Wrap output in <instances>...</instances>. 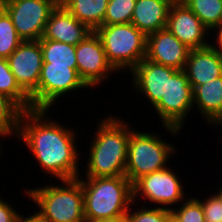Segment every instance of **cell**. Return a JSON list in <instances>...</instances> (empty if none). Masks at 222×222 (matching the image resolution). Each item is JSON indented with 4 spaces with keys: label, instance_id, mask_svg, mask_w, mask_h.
<instances>
[{
    "label": "cell",
    "instance_id": "cell-30",
    "mask_svg": "<svg viewBox=\"0 0 222 222\" xmlns=\"http://www.w3.org/2000/svg\"><path fill=\"white\" fill-rule=\"evenodd\" d=\"M11 205L10 202L5 201V198L0 197V222H15L19 211L17 212L14 205Z\"/></svg>",
    "mask_w": 222,
    "mask_h": 222
},
{
    "label": "cell",
    "instance_id": "cell-3",
    "mask_svg": "<svg viewBox=\"0 0 222 222\" xmlns=\"http://www.w3.org/2000/svg\"><path fill=\"white\" fill-rule=\"evenodd\" d=\"M86 178V179H85ZM85 219H125L133 202L132 183L125 175L117 177H81Z\"/></svg>",
    "mask_w": 222,
    "mask_h": 222
},
{
    "label": "cell",
    "instance_id": "cell-13",
    "mask_svg": "<svg viewBox=\"0 0 222 222\" xmlns=\"http://www.w3.org/2000/svg\"><path fill=\"white\" fill-rule=\"evenodd\" d=\"M7 62L19 86L30 96L38 87L43 64L40 41H23Z\"/></svg>",
    "mask_w": 222,
    "mask_h": 222
},
{
    "label": "cell",
    "instance_id": "cell-33",
    "mask_svg": "<svg viewBox=\"0 0 222 222\" xmlns=\"http://www.w3.org/2000/svg\"><path fill=\"white\" fill-rule=\"evenodd\" d=\"M84 222H117L116 220H111V219H104V218H100V219H85ZM118 222H126L125 220H121Z\"/></svg>",
    "mask_w": 222,
    "mask_h": 222
},
{
    "label": "cell",
    "instance_id": "cell-37",
    "mask_svg": "<svg viewBox=\"0 0 222 222\" xmlns=\"http://www.w3.org/2000/svg\"><path fill=\"white\" fill-rule=\"evenodd\" d=\"M217 127H218V128H219V127L222 128V123L217 124L216 127H214V128H217ZM221 131H222V129H221ZM221 138H222V137H220V140H221L220 142H222V139H221Z\"/></svg>",
    "mask_w": 222,
    "mask_h": 222
},
{
    "label": "cell",
    "instance_id": "cell-11",
    "mask_svg": "<svg viewBox=\"0 0 222 222\" xmlns=\"http://www.w3.org/2000/svg\"><path fill=\"white\" fill-rule=\"evenodd\" d=\"M77 72L91 89L106 82L112 73L118 72L108 62L99 36L93 31L76 45ZM103 82V83H102Z\"/></svg>",
    "mask_w": 222,
    "mask_h": 222
},
{
    "label": "cell",
    "instance_id": "cell-15",
    "mask_svg": "<svg viewBox=\"0 0 222 222\" xmlns=\"http://www.w3.org/2000/svg\"><path fill=\"white\" fill-rule=\"evenodd\" d=\"M190 50L167 28H164L147 36L145 58L167 67L184 70Z\"/></svg>",
    "mask_w": 222,
    "mask_h": 222
},
{
    "label": "cell",
    "instance_id": "cell-27",
    "mask_svg": "<svg viewBox=\"0 0 222 222\" xmlns=\"http://www.w3.org/2000/svg\"><path fill=\"white\" fill-rule=\"evenodd\" d=\"M138 202H132V205L136 207L130 206L128 212L125 216L126 222H167L169 216L171 215V211L165 208H159L152 206L151 208L148 206H138ZM145 207V208H144ZM136 208V209H134Z\"/></svg>",
    "mask_w": 222,
    "mask_h": 222
},
{
    "label": "cell",
    "instance_id": "cell-7",
    "mask_svg": "<svg viewBox=\"0 0 222 222\" xmlns=\"http://www.w3.org/2000/svg\"><path fill=\"white\" fill-rule=\"evenodd\" d=\"M162 124L161 127L171 135L179 136L187 115L193 112V88L184 70H177L167 78L165 96L153 107Z\"/></svg>",
    "mask_w": 222,
    "mask_h": 222
},
{
    "label": "cell",
    "instance_id": "cell-28",
    "mask_svg": "<svg viewBox=\"0 0 222 222\" xmlns=\"http://www.w3.org/2000/svg\"><path fill=\"white\" fill-rule=\"evenodd\" d=\"M191 196H187L183 203L173 208L171 215L179 222H206L199 197Z\"/></svg>",
    "mask_w": 222,
    "mask_h": 222
},
{
    "label": "cell",
    "instance_id": "cell-9",
    "mask_svg": "<svg viewBox=\"0 0 222 222\" xmlns=\"http://www.w3.org/2000/svg\"><path fill=\"white\" fill-rule=\"evenodd\" d=\"M178 176L180 175L175 174L174 170L168 167L137 179L132 184L133 201L148 200L149 203L154 204V207L171 211L188 196V194L185 195L183 182Z\"/></svg>",
    "mask_w": 222,
    "mask_h": 222
},
{
    "label": "cell",
    "instance_id": "cell-26",
    "mask_svg": "<svg viewBox=\"0 0 222 222\" xmlns=\"http://www.w3.org/2000/svg\"><path fill=\"white\" fill-rule=\"evenodd\" d=\"M137 0H109L103 25L131 23Z\"/></svg>",
    "mask_w": 222,
    "mask_h": 222
},
{
    "label": "cell",
    "instance_id": "cell-19",
    "mask_svg": "<svg viewBox=\"0 0 222 222\" xmlns=\"http://www.w3.org/2000/svg\"><path fill=\"white\" fill-rule=\"evenodd\" d=\"M193 88V106L210 127L222 123V76Z\"/></svg>",
    "mask_w": 222,
    "mask_h": 222
},
{
    "label": "cell",
    "instance_id": "cell-17",
    "mask_svg": "<svg viewBox=\"0 0 222 222\" xmlns=\"http://www.w3.org/2000/svg\"><path fill=\"white\" fill-rule=\"evenodd\" d=\"M184 72L192 87L222 76V53L211 44L201 49H191L184 66Z\"/></svg>",
    "mask_w": 222,
    "mask_h": 222
},
{
    "label": "cell",
    "instance_id": "cell-23",
    "mask_svg": "<svg viewBox=\"0 0 222 222\" xmlns=\"http://www.w3.org/2000/svg\"><path fill=\"white\" fill-rule=\"evenodd\" d=\"M201 20V22L213 31L222 24V0H181Z\"/></svg>",
    "mask_w": 222,
    "mask_h": 222
},
{
    "label": "cell",
    "instance_id": "cell-25",
    "mask_svg": "<svg viewBox=\"0 0 222 222\" xmlns=\"http://www.w3.org/2000/svg\"><path fill=\"white\" fill-rule=\"evenodd\" d=\"M22 42L10 16L0 6V58L7 59Z\"/></svg>",
    "mask_w": 222,
    "mask_h": 222
},
{
    "label": "cell",
    "instance_id": "cell-4",
    "mask_svg": "<svg viewBox=\"0 0 222 222\" xmlns=\"http://www.w3.org/2000/svg\"><path fill=\"white\" fill-rule=\"evenodd\" d=\"M24 189L45 222H84V196L78 179Z\"/></svg>",
    "mask_w": 222,
    "mask_h": 222
},
{
    "label": "cell",
    "instance_id": "cell-24",
    "mask_svg": "<svg viewBox=\"0 0 222 222\" xmlns=\"http://www.w3.org/2000/svg\"><path fill=\"white\" fill-rule=\"evenodd\" d=\"M22 112L13 100L0 93V132L16 138Z\"/></svg>",
    "mask_w": 222,
    "mask_h": 222
},
{
    "label": "cell",
    "instance_id": "cell-34",
    "mask_svg": "<svg viewBox=\"0 0 222 222\" xmlns=\"http://www.w3.org/2000/svg\"><path fill=\"white\" fill-rule=\"evenodd\" d=\"M8 136L5 134V133H2V132H0V139L2 140V139H4V140H6L5 138H7ZM2 142L3 141H1V144H0V157H2L3 155H2V153L1 152H3L2 150H3V146H2Z\"/></svg>",
    "mask_w": 222,
    "mask_h": 222
},
{
    "label": "cell",
    "instance_id": "cell-5",
    "mask_svg": "<svg viewBox=\"0 0 222 222\" xmlns=\"http://www.w3.org/2000/svg\"><path fill=\"white\" fill-rule=\"evenodd\" d=\"M131 125L125 176L133 184L145 175L168 168L169 160L178 150L157 132L132 129Z\"/></svg>",
    "mask_w": 222,
    "mask_h": 222
},
{
    "label": "cell",
    "instance_id": "cell-6",
    "mask_svg": "<svg viewBox=\"0 0 222 222\" xmlns=\"http://www.w3.org/2000/svg\"><path fill=\"white\" fill-rule=\"evenodd\" d=\"M95 32L108 62L118 73L125 70L130 74L146 56L147 36L132 23L103 25Z\"/></svg>",
    "mask_w": 222,
    "mask_h": 222
},
{
    "label": "cell",
    "instance_id": "cell-8",
    "mask_svg": "<svg viewBox=\"0 0 222 222\" xmlns=\"http://www.w3.org/2000/svg\"><path fill=\"white\" fill-rule=\"evenodd\" d=\"M90 88L80 78L77 68L43 63L37 89L30 95L33 109H48L69 96ZM64 96V97H63Z\"/></svg>",
    "mask_w": 222,
    "mask_h": 222
},
{
    "label": "cell",
    "instance_id": "cell-32",
    "mask_svg": "<svg viewBox=\"0 0 222 222\" xmlns=\"http://www.w3.org/2000/svg\"><path fill=\"white\" fill-rule=\"evenodd\" d=\"M21 213L22 212L18 213L15 222H45L37 211H34V213L30 215L26 214V217H24V214L22 215Z\"/></svg>",
    "mask_w": 222,
    "mask_h": 222
},
{
    "label": "cell",
    "instance_id": "cell-35",
    "mask_svg": "<svg viewBox=\"0 0 222 222\" xmlns=\"http://www.w3.org/2000/svg\"><path fill=\"white\" fill-rule=\"evenodd\" d=\"M221 183H222V182H220V186L217 185V188L219 187L218 189L215 188V189H213V190H216V191H217L216 193L218 194V196H219V197L221 198V200H222V184H221Z\"/></svg>",
    "mask_w": 222,
    "mask_h": 222
},
{
    "label": "cell",
    "instance_id": "cell-20",
    "mask_svg": "<svg viewBox=\"0 0 222 222\" xmlns=\"http://www.w3.org/2000/svg\"><path fill=\"white\" fill-rule=\"evenodd\" d=\"M109 0H59V3L92 31L103 26Z\"/></svg>",
    "mask_w": 222,
    "mask_h": 222
},
{
    "label": "cell",
    "instance_id": "cell-12",
    "mask_svg": "<svg viewBox=\"0 0 222 222\" xmlns=\"http://www.w3.org/2000/svg\"><path fill=\"white\" fill-rule=\"evenodd\" d=\"M166 28L189 49H201L211 44L207 38L212 36L209 29L182 1L172 3Z\"/></svg>",
    "mask_w": 222,
    "mask_h": 222
},
{
    "label": "cell",
    "instance_id": "cell-16",
    "mask_svg": "<svg viewBox=\"0 0 222 222\" xmlns=\"http://www.w3.org/2000/svg\"><path fill=\"white\" fill-rule=\"evenodd\" d=\"M92 32L59 3L49 16L42 38L76 46Z\"/></svg>",
    "mask_w": 222,
    "mask_h": 222
},
{
    "label": "cell",
    "instance_id": "cell-2",
    "mask_svg": "<svg viewBox=\"0 0 222 222\" xmlns=\"http://www.w3.org/2000/svg\"><path fill=\"white\" fill-rule=\"evenodd\" d=\"M130 121L108 113L104 119L100 118L96 132L89 138L88 158L82 167L85 176L79 177H117L125 175L128 142L130 139ZM93 139V140H92Z\"/></svg>",
    "mask_w": 222,
    "mask_h": 222
},
{
    "label": "cell",
    "instance_id": "cell-14",
    "mask_svg": "<svg viewBox=\"0 0 222 222\" xmlns=\"http://www.w3.org/2000/svg\"><path fill=\"white\" fill-rule=\"evenodd\" d=\"M177 69L158 64L144 58L130 73L133 92L144 96L143 99L154 107L166 94L167 78Z\"/></svg>",
    "mask_w": 222,
    "mask_h": 222
},
{
    "label": "cell",
    "instance_id": "cell-31",
    "mask_svg": "<svg viewBox=\"0 0 222 222\" xmlns=\"http://www.w3.org/2000/svg\"><path fill=\"white\" fill-rule=\"evenodd\" d=\"M211 34L212 35H214V36H212V37H210L211 38V40H214L213 42H211V45L215 48V49H217L218 51H220L221 53H222V24L220 25V26H218V27H216L214 30H213V32H211ZM213 38V39H212ZM216 39V41H215V39Z\"/></svg>",
    "mask_w": 222,
    "mask_h": 222
},
{
    "label": "cell",
    "instance_id": "cell-36",
    "mask_svg": "<svg viewBox=\"0 0 222 222\" xmlns=\"http://www.w3.org/2000/svg\"><path fill=\"white\" fill-rule=\"evenodd\" d=\"M167 222H179V221L176 218H174L172 215H170Z\"/></svg>",
    "mask_w": 222,
    "mask_h": 222
},
{
    "label": "cell",
    "instance_id": "cell-21",
    "mask_svg": "<svg viewBox=\"0 0 222 222\" xmlns=\"http://www.w3.org/2000/svg\"><path fill=\"white\" fill-rule=\"evenodd\" d=\"M39 41L43 52V63L77 68L75 45L43 38Z\"/></svg>",
    "mask_w": 222,
    "mask_h": 222
},
{
    "label": "cell",
    "instance_id": "cell-18",
    "mask_svg": "<svg viewBox=\"0 0 222 222\" xmlns=\"http://www.w3.org/2000/svg\"><path fill=\"white\" fill-rule=\"evenodd\" d=\"M174 0H137L131 23L146 36L166 28Z\"/></svg>",
    "mask_w": 222,
    "mask_h": 222
},
{
    "label": "cell",
    "instance_id": "cell-22",
    "mask_svg": "<svg viewBox=\"0 0 222 222\" xmlns=\"http://www.w3.org/2000/svg\"><path fill=\"white\" fill-rule=\"evenodd\" d=\"M0 93L13 100L23 111L33 109L30 96L17 83L6 58H0Z\"/></svg>",
    "mask_w": 222,
    "mask_h": 222
},
{
    "label": "cell",
    "instance_id": "cell-1",
    "mask_svg": "<svg viewBox=\"0 0 222 222\" xmlns=\"http://www.w3.org/2000/svg\"><path fill=\"white\" fill-rule=\"evenodd\" d=\"M48 112V109L23 111L17 138L33 154L42 173L49 174L50 181L77 179L82 171L79 159L81 155H88L81 154L77 145L79 132L70 125L63 126L62 122L51 119ZM51 176L55 179L51 180Z\"/></svg>",
    "mask_w": 222,
    "mask_h": 222
},
{
    "label": "cell",
    "instance_id": "cell-10",
    "mask_svg": "<svg viewBox=\"0 0 222 222\" xmlns=\"http://www.w3.org/2000/svg\"><path fill=\"white\" fill-rule=\"evenodd\" d=\"M59 0H0L23 41H37L43 36L46 23Z\"/></svg>",
    "mask_w": 222,
    "mask_h": 222
},
{
    "label": "cell",
    "instance_id": "cell-29",
    "mask_svg": "<svg viewBox=\"0 0 222 222\" xmlns=\"http://www.w3.org/2000/svg\"><path fill=\"white\" fill-rule=\"evenodd\" d=\"M199 198L204 217L206 222H222V200L216 193V191L210 194V196H203Z\"/></svg>",
    "mask_w": 222,
    "mask_h": 222
}]
</instances>
